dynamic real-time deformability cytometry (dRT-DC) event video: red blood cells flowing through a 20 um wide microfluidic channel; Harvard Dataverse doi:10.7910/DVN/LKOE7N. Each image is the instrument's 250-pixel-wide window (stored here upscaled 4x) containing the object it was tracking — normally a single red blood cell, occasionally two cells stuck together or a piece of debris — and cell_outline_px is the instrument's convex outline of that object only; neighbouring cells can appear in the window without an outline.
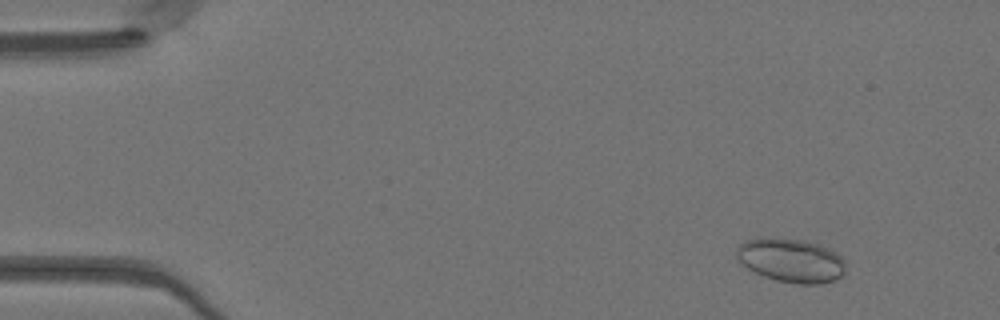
{"species": "Egyptian fruit bat (a non-hibernating species)", "species_latin": "Rousettus aegyptiacus", "temperature_condition": "warm", "stored_images_in_passage": 50, "camera_frame_rate_fps": 3000, "um_per_image_px": 0.085, "animal": {"sex": "female"}, "frame": {"image": 1, "passage_image": 5, "time_ms": 1.333, "image_size_px": [1000, 320], "cell_outline_px": [[844, 276], [836, 280], [820, 284], [796, 284], [776, 280], [764, 276], [740, 264], [736, 256], [736, 248], [744, 240], [756, 236], [772, 236], [804, 240], [820, 244], [836, 252], [844, 260]], "centroid_in_image_um": [67.21, 22.1], "position_along_channel_um": 17.8, "area_um2": 28.61}}
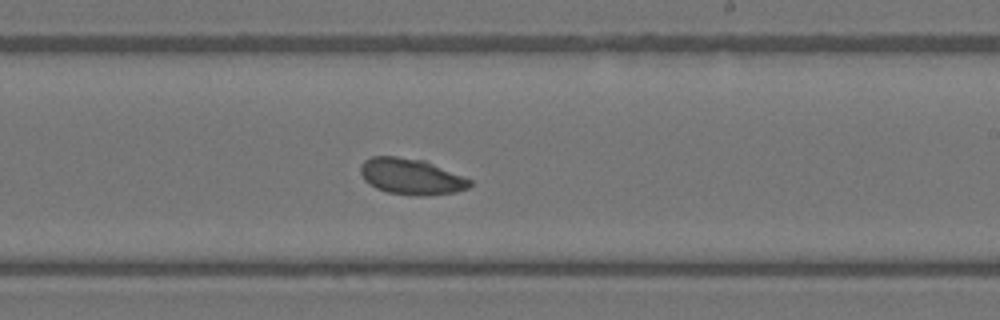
{"frame": {"image": 2, "passage_image": 30, "time_ms": 9.667, "image_size_px": [1000, 320], "cell_outline_px": [[472, 184], [468, 188], [456, 192], [424, 196], [420, 196], [388, 192], [376, 188], [368, 184], [364, 180], [360, 172], [360, 168], [364, 160], [372, 156], [396, 156], [424, 160], [472, 180]], "centroid_in_image_um": [34.94, 15.0], "position_along_channel_um": 254.1, "area_um2": 22.95}}
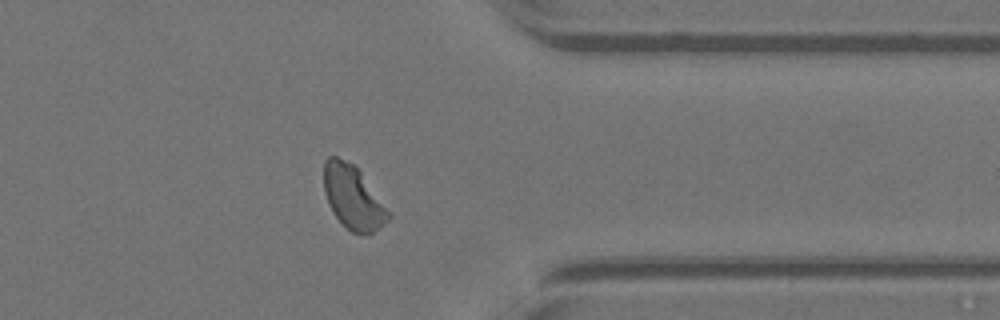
{"frame": {"image": 3, "passage_image": 40, "time_ms": 13.0, "image_size_px": [1000, 320], "cell_outline_px": [[392, 216], [388, 220], [372, 232], [360, 236], [352, 232], [332, 212], [328, 204], [324, 192], [324, 160], [328, 156], [336, 156], [352, 164], [360, 172], [392, 212]], "centroid_in_image_um": [30.02, 16.79], "position_along_channel_um": 381.4, "area_um2": 23.87}, "authors_computed_cell_mechanics": {"area_um2": 24.0737, "velocity_mm_per_s": 4.0963, "shape_relaxation_time_tau1_ms": null, "shape_relaxation_time_tau2_ms": 3.7272, "deformation_change_tau1": null, "deformation_change_tau2": 0.0714}}